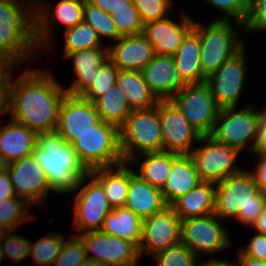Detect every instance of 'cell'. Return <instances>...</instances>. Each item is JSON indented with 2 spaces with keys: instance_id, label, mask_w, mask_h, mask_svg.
I'll use <instances>...</instances> for the list:
<instances>
[{
  "instance_id": "cell-1",
  "label": "cell",
  "mask_w": 266,
  "mask_h": 266,
  "mask_svg": "<svg viewBox=\"0 0 266 266\" xmlns=\"http://www.w3.org/2000/svg\"><path fill=\"white\" fill-rule=\"evenodd\" d=\"M52 75L27 69L19 79H10V120L35 133L56 130L60 105L67 91Z\"/></svg>"
},
{
  "instance_id": "cell-2",
  "label": "cell",
  "mask_w": 266,
  "mask_h": 266,
  "mask_svg": "<svg viewBox=\"0 0 266 266\" xmlns=\"http://www.w3.org/2000/svg\"><path fill=\"white\" fill-rule=\"evenodd\" d=\"M18 1L0 0V64L14 67L40 53L35 41V1Z\"/></svg>"
},
{
  "instance_id": "cell-3",
  "label": "cell",
  "mask_w": 266,
  "mask_h": 266,
  "mask_svg": "<svg viewBox=\"0 0 266 266\" xmlns=\"http://www.w3.org/2000/svg\"><path fill=\"white\" fill-rule=\"evenodd\" d=\"M31 155L47 174L51 192H75L80 180L90 173L73 145L66 142L56 130L37 133Z\"/></svg>"
},
{
  "instance_id": "cell-4",
  "label": "cell",
  "mask_w": 266,
  "mask_h": 266,
  "mask_svg": "<svg viewBox=\"0 0 266 266\" xmlns=\"http://www.w3.org/2000/svg\"><path fill=\"white\" fill-rule=\"evenodd\" d=\"M266 207V194L259 190L251 171L241 170L216 184L214 214L235 217L250 228Z\"/></svg>"
},
{
  "instance_id": "cell-5",
  "label": "cell",
  "mask_w": 266,
  "mask_h": 266,
  "mask_svg": "<svg viewBox=\"0 0 266 266\" xmlns=\"http://www.w3.org/2000/svg\"><path fill=\"white\" fill-rule=\"evenodd\" d=\"M119 146L124 162L130 165L139 161L135 154L162 151L159 102L156 107L130 113L119 128Z\"/></svg>"
},
{
  "instance_id": "cell-6",
  "label": "cell",
  "mask_w": 266,
  "mask_h": 266,
  "mask_svg": "<svg viewBox=\"0 0 266 266\" xmlns=\"http://www.w3.org/2000/svg\"><path fill=\"white\" fill-rule=\"evenodd\" d=\"M232 23L233 20L213 19L205 26L194 21L193 30L199 36L201 70L206 79L245 44L241 38L238 40Z\"/></svg>"
},
{
  "instance_id": "cell-7",
  "label": "cell",
  "mask_w": 266,
  "mask_h": 266,
  "mask_svg": "<svg viewBox=\"0 0 266 266\" xmlns=\"http://www.w3.org/2000/svg\"><path fill=\"white\" fill-rule=\"evenodd\" d=\"M243 107L237 112L236 107L221 108L210 136L239 152L247 150L251 155L256 151L260 138L259 113L249 103ZM250 140L252 145L247 147Z\"/></svg>"
},
{
  "instance_id": "cell-8",
  "label": "cell",
  "mask_w": 266,
  "mask_h": 266,
  "mask_svg": "<svg viewBox=\"0 0 266 266\" xmlns=\"http://www.w3.org/2000/svg\"><path fill=\"white\" fill-rule=\"evenodd\" d=\"M82 164L89 170L124 162L119 146V129L100 121L72 144Z\"/></svg>"
},
{
  "instance_id": "cell-9",
  "label": "cell",
  "mask_w": 266,
  "mask_h": 266,
  "mask_svg": "<svg viewBox=\"0 0 266 266\" xmlns=\"http://www.w3.org/2000/svg\"><path fill=\"white\" fill-rule=\"evenodd\" d=\"M199 142L205 145L194 147L189 155L203 182L217 184L242 170L235 163L240 154L237 149L218 142L210 135L202 136Z\"/></svg>"
},
{
  "instance_id": "cell-10",
  "label": "cell",
  "mask_w": 266,
  "mask_h": 266,
  "mask_svg": "<svg viewBox=\"0 0 266 266\" xmlns=\"http://www.w3.org/2000/svg\"><path fill=\"white\" fill-rule=\"evenodd\" d=\"M78 190L73 206V225L78 230L77 234L100 231L104 219L112 211L102 185L89 173L80 180L75 191Z\"/></svg>"
},
{
  "instance_id": "cell-11",
  "label": "cell",
  "mask_w": 266,
  "mask_h": 266,
  "mask_svg": "<svg viewBox=\"0 0 266 266\" xmlns=\"http://www.w3.org/2000/svg\"><path fill=\"white\" fill-rule=\"evenodd\" d=\"M171 100L202 136L212 133L220 108L216 105L206 82L187 84Z\"/></svg>"
},
{
  "instance_id": "cell-12",
  "label": "cell",
  "mask_w": 266,
  "mask_h": 266,
  "mask_svg": "<svg viewBox=\"0 0 266 266\" xmlns=\"http://www.w3.org/2000/svg\"><path fill=\"white\" fill-rule=\"evenodd\" d=\"M219 220L214 213L181 220L180 241L197 257L200 253L216 254L222 251L230 246L231 240L226 227Z\"/></svg>"
},
{
  "instance_id": "cell-13",
  "label": "cell",
  "mask_w": 266,
  "mask_h": 266,
  "mask_svg": "<svg viewBox=\"0 0 266 266\" xmlns=\"http://www.w3.org/2000/svg\"><path fill=\"white\" fill-rule=\"evenodd\" d=\"M245 45L233 54L215 73L206 79L216 105L236 107L245 88L247 73Z\"/></svg>"
},
{
  "instance_id": "cell-14",
  "label": "cell",
  "mask_w": 266,
  "mask_h": 266,
  "mask_svg": "<svg viewBox=\"0 0 266 266\" xmlns=\"http://www.w3.org/2000/svg\"><path fill=\"white\" fill-rule=\"evenodd\" d=\"M34 3L35 41L42 53L52 46L53 22H60L65 29L83 22V0H60L54 8Z\"/></svg>"
},
{
  "instance_id": "cell-15",
  "label": "cell",
  "mask_w": 266,
  "mask_h": 266,
  "mask_svg": "<svg viewBox=\"0 0 266 266\" xmlns=\"http://www.w3.org/2000/svg\"><path fill=\"white\" fill-rule=\"evenodd\" d=\"M159 120L162 130V151L189 155L202 135L196 131L172 100H159Z\"/></svg>"
},
{
  "instance_id": "cell-16",
  "label": "cell",
  "mask_w": 266,
  "mask_h": 266,
  "mask_svg": "<svg viewBox=\"0 0 266 266\" xmlns=\"http://www.w3.org/2000/svg\"><path fill=\"white\" fill-rule=\"evenodd\" d=\"M74 235H77L84 243L87 258L102 266L137 265L140 254L138 247L133 242L113 237L101 231Z\"/></svg>"
},
{
  "instance_id": "cell-17",
  "label": "cell",
  "mask_w": 266,
  "mask_h": 266,
  "mask_svg": "<svg viewBox=\"0 0 266 266\" xmlns=\"http://www.w3.org/2000/svg\"><path fill=\"white\" fill-rule=\"evenodd\" d=\"M181 219L171 206L143 219L139 254L146 251L151 257L168 246L180 242Z\"/></svg>"
},
{
  "instance_id": "cell-18",
  "label": "cell",
  "mask_w": 266,
  "mask_h": 266,
  "mask_svg": "<svg viewBox=\"0 0 266 266\" xmlns=\"http://www.w3.org/2000/svg\"><path fill=\"white\" fill-rule=\"evenodd\" d=\"M8 173L17 197L29 205L43 204L51 189L47 174L32 155L10 163Z\"/></svg>"
},
{
  "instance_id": "cell-19",
  "label": "cell",
  "mask_w": 266,
  "mask_h": 266,
  "mask_svg": "<svg viewBox=\"0 0 266 266\" xmlns=\"http://www.w3.org/2000/svg\"><path fill=\"white\" fill-rule=\"evenodd\" d=\"M100 121L93 102L67 93L60 105L56 131L66 142L73 144Z\"/></svg>"
},
{
  "instance_id": "cell-20",
  "label": "cell",
  "mask_w": 266,
  "mask_h": 266,
  "mask_svg": "<svg viewBox=\"0 0 266 266\" xmlns=\"http://www.w3.org/2000/svg\"><path fill=\"white\" fill-rule=\"evenodd\" d=\"M180 22L168 17L144 24L143 35L157 55L173 56L185 36L193 29L194 20L182 13Z\"/></svg>"
},
{
  "instance_id": "cell-21",
  "label": "cell",
  "mask_w": 266,
  "mask_h": 266,
  "mask_svg": "<svg viewBox=\"0 0 266 266\" xmlns=\"http://www.w3.org/2000/svg\"><path fill=\"white\" fill-rule=\"evenodd\" d=\"M144 81L158 100H171L187 83L176 69L173 56L157 55L141 70Z\"/></svg>"
},
{
  "instance_id": "cell-22",
  "label": "cell",
  "mask_w": 266,
  "mask_h": 266,
  "mask_svg": "<svg viewBox=\"0 0 266 266\" xmlns=\"http://www.w3.org/2000/svg\"><path fill=\"white\" fill-rule=\"evenodd\" d=\"M108 46V58L119 70L141 71L155 56L153 46L143 34L121 36Z\"/></svg>"
},
{
  "instance_id": "cell-23",
  "label": "cell",
  "mask_w": 266,
  "mask_h": 266,
  "mask_svg": "<svg viewBox=\"0 0 266 266\" xmlns=\"http://www.w3.org/2000/svg\"><path fill=\"white\" fill-rule=\"evenodd\" d=\"M124 207L145 219L162 211L167 204L160 189L152 186L130 169V185Z\"/></svg>"
},
{
  "instance_id": "cell-24",
  "label": "cell",
  "mask_w": 266,
  "mask_h": 266,
  "mask_svg": "<svg viewBox=\"0 0 266 266\" xmlns=\"http://www.w3.org/2000/svg\"><path fill=\"white\" fill-rule=\"evenodd\" d=\"M201 182L192 157L178 155L172 162L171 172L161 190L165 203L171 206Z\"/></svg>"
},
{
  "instance_id": "cell-25",
  "label": "cell",
  "mask_w": 266,
  "mask_h": 266,
  "mask_svg": "<svg viewBox=\"0 0 266 266\" xmlns=\"http://www.w3.org/2000/svg\"><path fill=\"white\" fill-rule=\"evenodd\" d=\"M66 59L73 62L76 77L65 90L71 96H79L91 82V78L108 59V47L82 49L68 54Z\"/></svg>"
},
{
  "instance_id": "cell-26",
  "label": "cell",
  "mask_w": 266,
  "mask_h": 266,
  "mask_svg": "<svg viewBox=\"0 0 266 266\" xmlns=\"http://www.w3.org/2000/svg\"><path fill=\"white\" fill-rule=\"evenodd\" d=\"M36 135L25 125L11 120L0 126V153L9 163L29 156L36 145Z\"/></svg>"
},
{
  "instance_id": "cell-27",
  "label": "cell",
  "mask_w": 266,
  "mask_h": 266,
  "mask_svg": "<svg viewBox=\"0 0 266 266\" xmlns=\"http://www.w3.org/2000/svg\"><path fill=\"white\" fill-rule=\"evenodd\" d=\"M216 183L201 182L178 198L171 207L181 220L214 213Z\"/></svg>"
},
{
  "instance_id": "cell-28",
  "label": "cell",
  "mask_w": 266,
  "mask_h": 266,
  "mask_svg": "<svg viewBox=\"0 0 266 266\" xmlns=\"http://www.w3.org/2000/svg\"><path fill=\"white\" fill-rule=\"evenodd\" d=\"M127 164L123 162L116 166L90 171V174L102 185L112 209L124 207L126 203L130 185V167Z\"/></svg>"
},
{
  "instance_id": "cell-29",
  "label": "cell",
  "mask_w": 266,
  "mask_h": 266,
  "mask_svg": "<svg viewBox=\"0 0 266 266\" xmlns=\"http://www.w3.org/2000/svg\"><path fill=\"white\" fill-rule=\"evenodd\" d=\"M116 85L126 96L132 111L150 109L159 102L144 81L141 71L119 70Z\"/></svg>"
},
{
  "instance_id": "cell-30",
  "label": "cell",
  "mask_w": 266,
  "mask_h": 266,
  "mask_svg": "<svg viewBox=\"0 0 266 266\" xmlns=\"http://www.w3.org/2000/svg\"><path fill=\"white\" fill-rule=\"evenodd\" d=\"M173 58L187 84L206 82L201 70L199 36L193 29L185 36Z\"/></svg>"
},
{
  "instance_id": "cell-31",
  "label": "cell",
  "mask_w": 266,
  "mask_h": 266,
  "mask_svg": "<svg viewBox=\"0 0 266 266\" xmlns=\"http://www.w3.org/2000/svg\"><path fill=\"white\" fill-rule=\"evenodd\" d=\"M143 219L125 207L113 208L104 219L101 232L133 242L137 247L141 239Z\"/></svg>"
},
{
  "instance_id": "cell-32",
  "label": "cell",
  "mask_w": 266,
  "mask_h": 266,
  "mask_svg": "<svg viewBox=\"0 0 266 266\" xmlns=\"http://www.w3.org/2000/svg\"><path fill=\"white\" fill-rule=\"evenodd\" d=\"M96 110L100 119L118 129L124 124L125 119L132 112L127 103L126 96L115 84L95 102Z\"/></svg>"
},
{
  "instance_id": "cell-33",
  "label": "cell",
  "mask_w": 266,
  "mask_h": 266,
  "mask_svg": "<svg viewBox=\"0 0 266 266\" xmlns=\"http://www.w3.org/2000/svg\"><path fill=\"white\" fill-rule=\"evenodd\" d=\"M141 156H145L146 159L140 163L138 175L152 186L162 190L171 172L172 162L178 154L158 151L142 153Z\"/></svg>"
},
{
  "instance_id": "cell-34",
  "label": "cell",
  "mask_w": 266,
  "mask_h": 266,
  "mask_svg": "<svg viewBox=\"0 0 266 266\" xmlns=\"http://www.w3.org/2000/svg\"><path fill=\"white\" fill-rule=\"evenodd\" d=\"M64 57L68 54L82 50V49H95L101 46V40L99 39L95 30L84 21L74 27L64 30Z\"/></svg>"
},
{
  "instance_id": "cell-35",
  "label": "cell",
  "mask_w": 266,
  "mask_h": 266,
  "mask_svg": "<svg viewBox=\"0 0 266 266\" xmlns=\"http://www.w3.org/2000/svg\"><path fill=\"white\" fill-rule=\"evenodd\" d=\"M118 71L117 66L108 58L95 72L90 85L79 96L94 103L116 84Z\"/></svg>"
},
{
  "instance_id": "cell-36",
  "label": "cell",
  "mask_w": 266,
  "mask_h": 266,
  "mask_svg": "<svg viewBox=\"0 0 266 266\" xmlns=\"http://www.w3.org/2000/svg\"><path fill=\"white\" fill-rule=\"evenodd\" d=\"M64 240V235L58 232L57 234L48 233L35 243L31 242L29 256L35 261V266H53Z\"/></svg>"
},
{
  "instance_id": "cell-37",
  "label": "cell",
  "mask_w": 266,
  "mask_h": 266,
  "mask_svg": "<svg viewBox=\"0 0 266 266\" xmlns=\"http://www.w3.org/2000/svg\"><path fill=\"white\" fill-rule=\"evenodd\" d=\"M83 21L95 30L100 40L110 38L116 41L121 37L111 15L88 0L84 1Z\"/></svg>"
},
{
  "instance_id": "cell-38",
  "label": "cell",
  "mask_w": 266,
  "mask_h": 266,
  "mask_svg": "<svg viewBox=\"0 0 266 266\" xmlns=\"http://www.w3.org/2000/svg\"><path fill=\"white\" fill-rule=\"evenodd\" d=\"M28 208H30V205L19 197L0 201V224L16 231L21 223H25L34 217V215L27 212Z\"/></svg>"
},
{
  "instance_id": "cell-39",
  "label": "cell",
  "mask_w": 266,
  "mask_h": 266,
  "mask_svg": "<svg viewBox=\"0 0 266 266\" xmlns=\"http://www.w3.org/2000/svg\"><path fill=\"white\" fill-rule=\"evenodd\" d=\"M151 258L159 266H197V256L183 243L177 242L157 252Z\"/></svg>"
},
{
  "instance_id": "cell-40",
  "label": "cell",
  "mask_w": 266,
  "mask_h": 266,
  "mask_svg": "<svg viewBox=\"0 0 266 266\" xmlns=\"http://www.w3.org/2000/svg\"><path fill=\"white\" fill-rule=\"evenodd\" d=\"M120 36H130L143 33L144 23L134 3H129V8L115 10L111 14Z\"/></svg>"
},
{
  "instance_id": "cell-41",
  "label": "cell",
  "mask_w": 266,
  "mask_h": 266,
  "mask_svg": "<svg viewBox=\"0 0 266 266\" xmlns=\"http://www.w3.org/2000/svg\"><path fill=\"white\" fill-rule=\"evenodd\" d=\"M70 237L64 240L53 266H80L87 259L82 240L74 234Z\"/></svg>"
},
{
  "instance_id": "cell-42",
  "label": "cell",
  "mask_w": 266,
  "mask_h": 266,
  "mask_svg": "<svg viewBox=\"0 0 266 266\" xmlns=\"http://www.w3.org/2000/svg\"><path fill=\"white\" fill-rule=\"evenodd\" d=\"M209 5L221 10L225 16L215 20H232L239 26H243L249 8V0H203Z\"/></svg>"
},
{
  "instance_id": "cell-43",
  "label": "cell",
  "mask_w": 266,
  "mask_h": 266,
  "mask_svg": "<svg viewBox=\"0 0 266 266\" xmlns=\"http://www.w3.org/2000/svg\"><path fill=\"white\" fill-rule=\"evenodd\" d=\"M144 24L168 17L174 0H132Z\"/></svg>"
},
{
  "instance_id": "cell-44",
  "label": "cell",
  "mask_w": 266,
  "mask_h": 266,
  "mask_svg": "<svg viewBox=\"0 0 266 266\" xmlns=\"http://www.w3.org/2000/svg\"><path fill=\"white\" fill-rule=\"evenodd\" d=\"M10 230L5 239L1 242L3 257L10 258L11 261L19 262L30 255L31 240L12 233Z\"/></svg>"
},
{
  "instance_id": "cell-45",
  "label": "cell",
  "mask_w": 266,
  "mask_h": 266,
  "mask_svg": "<svg viewBox=\"0 0 266 266\" xmlns=\"http://www.w3.org/2000/svg\"><path fill=\"white\" fill-rule=\"evenodd\" d=\"M242 28L249 31H266V0H249L248 14Z\"/></svg>"
},
{
  "instance_id": "cell-46",
  "label": "cell",
  "mask_w": 266,
  "mask_h": 266,
  "mask_svg": "<svg viewBox=\"0 0 266 266\" xmlns=\"http://www.w3.org/2000/svg\"><path fill=\"white\" fill-rule=\"evenodd\" d=\"M15 69L17 67L0 64V117L9 114L10 79Z\"/></svg>"
},
{
  "instance_id": "cell-47",
  "label": "cell",
  "mask_w": 266,
  "mask_h": 266,
  "mask_svg": "<svg viewBox=\"0 0 266 266\" xmlns=\"http://www.w3.org/2000/svg\"><path fill=\"white\" fill-rule=\"evenodd\" d=\"M247 244V246L240 248L246 256L266 261V235L253 234Z\"/></svg>"
},
{
  "instance_id": "cell-48",
  "label": "cell",
  "mask_w": 266,
  "mask_h": 266,
  "mask_svg": "<svg viewBox=\"0 0 266 266\" xmlns=\"http://www.w3.org/2000/svg\"><path fill=\"white\" fill-rule=\"evenodd\" d=\"M253 159L257 162L254 171L251 174L254 177L255 183L259 190L266 194V156L258 154L256 151L251 154Z\"/></svg>"
},
{
  "instance_id": "cell-49",
  "label": "cell",
  "mask_w": 266,
  "mask_h": 266,
  "mask_svg": "<svg viewBox=\"0 0 266 266\" xmlns=\"http://www.w3.org/2000/svg\"><path fill=\"white\" fill-rule=\"evenodd\" d=\"M88 1L110 15L115 10L121 8H129V3H133L132 0H88Z\"/></svg>"
},
{
  "instance_id": "cell-50",
  "label": "cell",
  "mask_w": 266,
  "mask_h": 266,
  "mask_svg": "<svg viewBox=\"0 0 266 266\" xmlns=\"http://www.w3.org/2000/svg\"><path fill=\"white\" fill-rule=\"evenodd\" d=\"M17 197L8 170L0 172V201Z\"/></svg>"
},
{
  "instance_id": "cell-51",
  "label": "cell",
  "mask_w": 266,
  "mask_h": 266,
  "mask_svg": "<svg viewBox=\"0 0 266 266\" xmlns=\"http://www.w3.org/2000/svg\"><path fill=\"white\" fill-rule=\"evenodd\" d=\"M238 264L239 266H266V261L258 260L246 256L240 249L238 250Z\"/></svg>"
},
{
  "instance_id": "cell-52",
  "label": "cell",
  "mask_w": 266,
  "mask_h": 266,
  "mask_svg": "<svg viewBox=\"0 0 266 266\" xmlns=\"http://www.w3.org/2000/svg\"><path fill=\"white\" fill-rule=\"evenodd\" d=\"M252 228H254L257 233L266 235V207L252 225Z\"/></svg>"
},
{
  "instance_id": "cell-53",
  "label": "cell",
  "mask_w": 266,
  "mask_h": 266,
  "mask_svg": "<svg viewBox=\"0 0 266 266\" xmlns=\"http://www.w3.org/2000/svg\"><path fill=\"white\" fill-rule=\"evenodd\" d=\"M197 266H239L238 263H230L227 260H218L216 258H210L207 262L197 263Z\"/></svg>"
},
{
  "instance_id": "cell-54",
  "label": "cell",
  "mask_w": 266,
  "mask_h": 266,
  "mask_svg": "<svg viewBox=\"0 0 266 266\" xmlns=\"http://www.w3.org/2000/svg\"><path fill=\"white\" fill-rule=\"evenodd\" d=\"M256 152L266 156V132H260V138Z\"/></svg>"
},
{
  "instance_id": "cell-55",
  "label": "cell",
  "mask_w": 266,
  "mask_h": 266,
  "mask_svg": "<svg viewBox=\"0 0 266 266\" xmlns=\"http://www.w3.org/2000/svg\"><path fill=\"white\" fill-rule=\"evenodd\" d=\"M260 132H266V107L258 109Z\"/></svg>"
},
{
  "instance_id": "cell-56",
  "label": "cell",
  "mask_w": 266,
  "mask_h": 266,
  "mask_svg": "<svg viewBox=\"0 0 266 266\" xmlns=\"http://www.w3.org/2000/svg\"><path fill=\"white\" fill-rule=\"evenodd\" d=\"M9 162L7 161L6 157H4L0 153V172L6 171L9 168Z\"/></svg>"
},
{
  "instance_id": "cell-57",
  "label": "cell",
  "mask_w": 266,
  "mask_h": 266,
  "mask_svg": "<svg viewBox=\"0 0 266 266\" xmlns=\"http://www.w3.org/2000/svg\"><path fill=\"white\" fill-rule=\"evenodd\" d=\"M10 231V229L2 224H0V244L5 239L6 234Z\"/></svg>"
},
{
  "instance_id": "cell-58",
  "label": "cell",
  "mask_w": 266,
  "mask_h": 266,
  "mask_svg": "<svg viewBox=\"0 0 266 266\" xmlns=\"http://www.w3.org/2000/svg\"><path fill=\"white\" fill-rule=\"evenodd\" d=\"M80 266H102V265L92 259L87 258Z\"/></svg>"
},
{
  "instance_id": "cell-59",
  "label": "cell",
  "mask_w": 266,
  "mask_h": 266,
  "mask_svg": "<svg viewBox=\"0 0 266 266\" xmlns=\"http://www.w3.org/2000/svg\"><path fill=\"white\" fill-rule=\"evenodd\" d=\"M3 251H2V247H1V244H0V263L1 261L3 260Z\"/></svg>"
},
{
  "instance_id": "cell-60",
  "label": "cell",
  "mask_w": 266,
  "mask_h": 266,
  "mask_svg": "<svg viewBox=\"0 0 266 266\" xmlns=\"http://www.w3.org/2000/svg\"><path fill=\"white\" fill-rule=\"evenodd\" d=\"M105 266H137V265H105Z\"/></svg>"
}]
</instances>
